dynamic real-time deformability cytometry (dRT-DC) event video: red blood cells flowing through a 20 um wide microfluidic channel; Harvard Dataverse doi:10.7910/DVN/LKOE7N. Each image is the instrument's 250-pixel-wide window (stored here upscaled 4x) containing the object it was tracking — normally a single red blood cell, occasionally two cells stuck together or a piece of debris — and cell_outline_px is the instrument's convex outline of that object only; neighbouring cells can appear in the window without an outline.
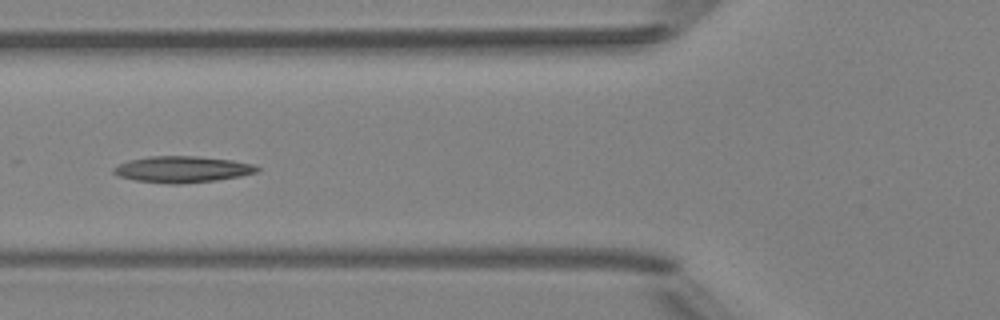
{"species": "Egyptian fruit bat (a non-hibernating species)", "species_latin": "Rousettus aegyptiacus", "temperature_condition": "room temperature", "stored_images_in_passage": 6, "camera_frame_rate_fps": 3000, "um_per_image_px": 0.085, "animal": {"sex": "female"}, "frame": {"image": 1, "passage_image": 5, "time_ms": 5.333, "image_size_px": [1000, 320], "cell_outline_px": [[260, 168], [256, 172], [240, 176], [216, 180], [180, 184], [172, 184], [136, 180], [120, 176], [112, 172], [112, 168], [128, 160], [152, 156], [196, 156], [232, 160], [252, 164]], "centroid_in_image_um": [15.49, 14.39], "position_along_channel_um": 110.3, "area_um2": 21.79}}
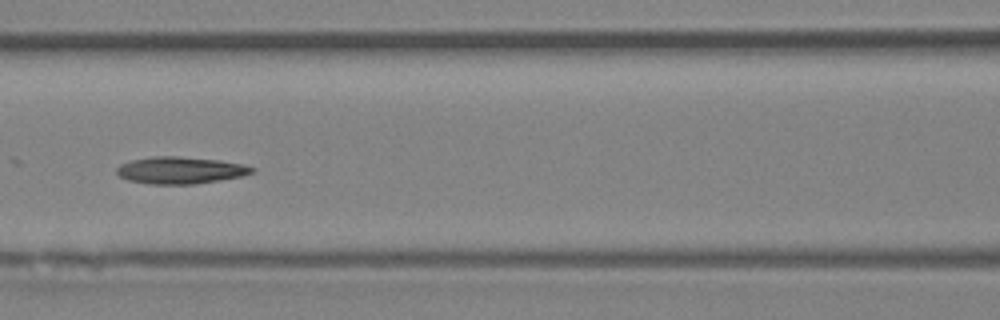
{"frame": {"image": 2, "passage_image": 6, "time_ms": 6.333, "image_size_px": [1000, 320], "cell_outline_px": [[256, 172], [244, 176], [220, 180], [192, 184], [152, 184], [128, 180], [120, 176], [116, 172], [116, 168], [120, 164], [132, 160], [152, 156], [176, 156], [220, 160], [244, 164], [256, 168]], "centroid_in_image_um": [15.38, 14.47], "position_along_channel_um": 151.2, "area_um2": 21.39}}